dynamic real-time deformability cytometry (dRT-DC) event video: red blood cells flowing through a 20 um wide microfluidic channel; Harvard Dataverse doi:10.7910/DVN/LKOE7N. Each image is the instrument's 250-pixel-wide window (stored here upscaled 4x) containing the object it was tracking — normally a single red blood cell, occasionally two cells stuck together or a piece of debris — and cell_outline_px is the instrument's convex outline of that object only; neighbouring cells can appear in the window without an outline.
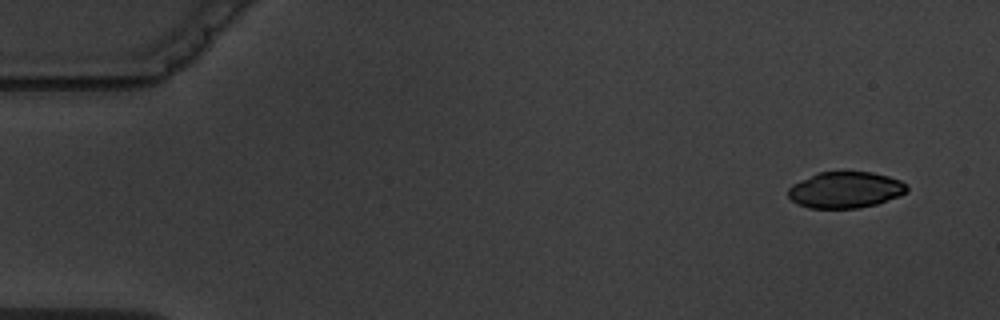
{"species": "common noctule bat (a hibernating species)", "species_latin": "Nyctalus noctula", "temperature_condition": "warm", "stored_images_in_passage": 7, "camera_frame_rate_fps": 3000, "um_per_image_px": 0.085, "animal": {"sex": "male", "body_mass_g": 19.5, "forearm_length_mm": 54.6}, "frame": {"image": 1, "passage_image": 2, "time_ms": 1.0, "image_size_px": [1000, 320], "cell_outline_px": [[908, 192], [900, 196], [876, 204], [856, 208], [808, 208], [796, 204], [788, 196], [788, 188], [792, 184], [816, 172], [872, 172], [888, 176], [900, 180], [908, 188]], "centroid_in_image_um": [71.83, 16.14], "position_along_channel_um": 13.2, "area_um2": 25.2}}
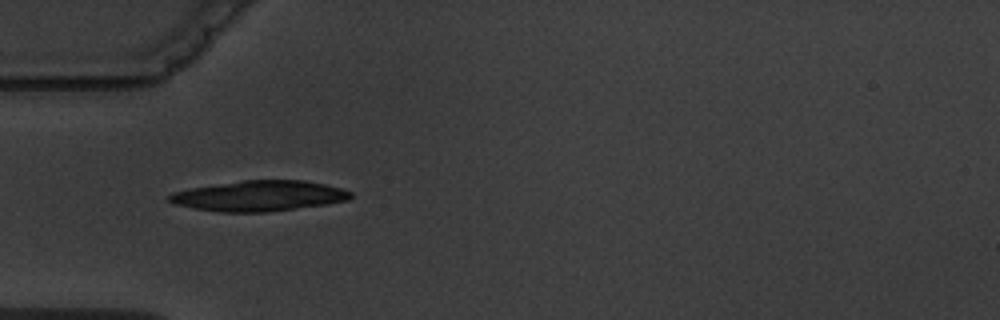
{"frame": {"image": 2, "passage_image": 6, "time_ms": 5.667, "image_size_px": [1000, 320], "cell_outline_px": [[352, 196], [348, 200], [324, 204], [296, 208], [264, 212], [220, 212], [196, 208], [176, 204], [168, 200], [164, 196], [172, 192], [192, 188], [244, 180], [304, 180], [324, 184], [340, 188], [352, 192]], "centroid_in_image_um": [22.01, 16.65], "position_along_channel_um": 63.0, "area_um2": 31.85}}